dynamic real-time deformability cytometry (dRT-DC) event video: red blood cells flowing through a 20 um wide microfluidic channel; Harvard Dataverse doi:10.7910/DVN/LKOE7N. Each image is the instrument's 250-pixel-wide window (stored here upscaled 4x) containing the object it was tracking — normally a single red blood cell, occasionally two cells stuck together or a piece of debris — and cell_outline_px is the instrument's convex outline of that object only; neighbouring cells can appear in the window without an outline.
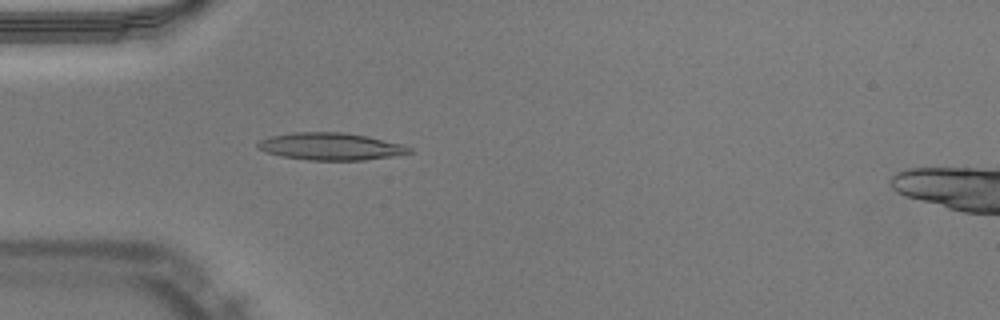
{"species": "Egyptian fruit bat (a non-hibernating species)", "species_latin": "Rousettus aegyptiacus", "temperature_condition": "warm", "stored_images_in_passage": 50, "camera_frame_rate_fps": 3000, "um_per_image_px": 0.085, "animal": {"sex": "male"}, "frame": {"image": 1, "passage_image": 15, "time_ms": 4.667, "image_size_px": [1000, 320], "cell_outline_px": [[412, 152], [392, 156], [364, 160], [308, 160], [280, 156], [264, 152], [256, 148], [256, 144], [260, 140], [268, 136], [292, 132], [344, 132], [368, 136], [400, 144], [412, 148]], "centroid_in_image_um": [28.03, 12.44], "position_along_channel_um": 57.0, "area_um2": 24.22}}
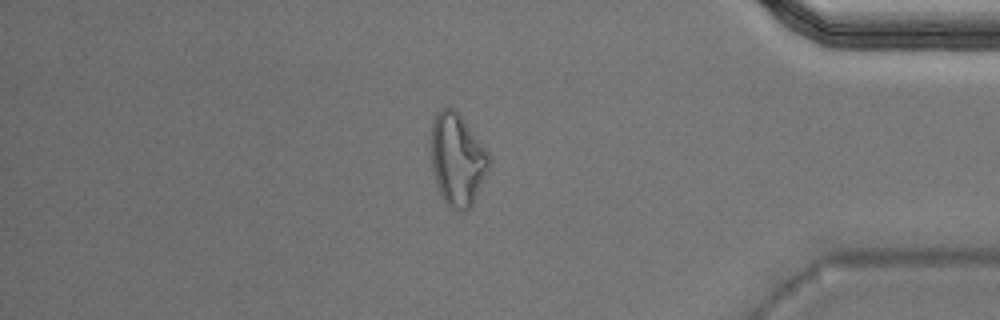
{"frame": {"image": 2, "passage_image": 43, "time_ms": 14.0, "image_size_px": [1000, 320], "cell_outline_px": [[492, 160], [472, 204], [464, 212], [456, 212], [444, 200], [436, 184], [432, 168], [432, 124], [440, 108], [452, 108], [460, 112], [488, 152]], "centroid_in_image_um": [38.89, 13.54], "position_along_channel_um": 396.3, "area_um2": 30.98}}
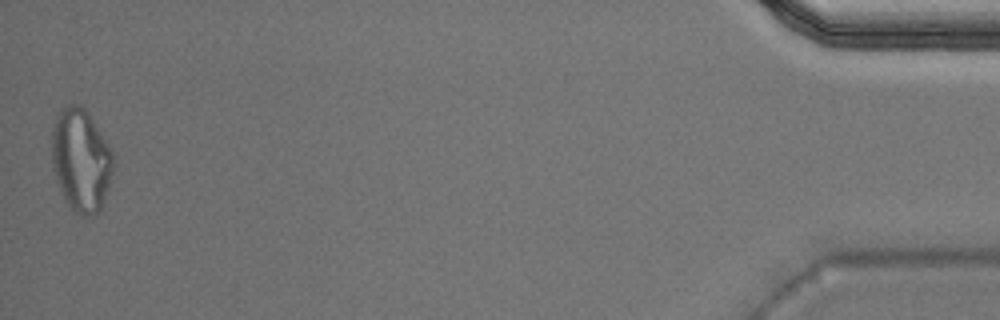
{"frame": {"image": 3, "passage_image": 50, "time_ms": 16.333, "image_size_px": [1000, 320], "cell_outline_px": [[116, 164], [100, 208], [96, 216], [80, 216], [64, 200], [52, 168], [52, 128], [56, 116], [60, 108], [68, 104], [80, 104], [88, 112], [108, 144], [112, 152]], "centroid_in_image_um": [6.88, 13.59], "position_along_channel_um": 428.3, "area_um2": 37.11}, "authors_computed_cell_mechanics": {"area_um2": 22.7443, "velocity_mm_per_s": 3.9899, "shape_relaxation_time_tau1_ms": null, "shape_relaxation_time_tau2_ms": 4.5239, "deformation_change_tau1": null, "deformation_change_tau2": 0.1688}}